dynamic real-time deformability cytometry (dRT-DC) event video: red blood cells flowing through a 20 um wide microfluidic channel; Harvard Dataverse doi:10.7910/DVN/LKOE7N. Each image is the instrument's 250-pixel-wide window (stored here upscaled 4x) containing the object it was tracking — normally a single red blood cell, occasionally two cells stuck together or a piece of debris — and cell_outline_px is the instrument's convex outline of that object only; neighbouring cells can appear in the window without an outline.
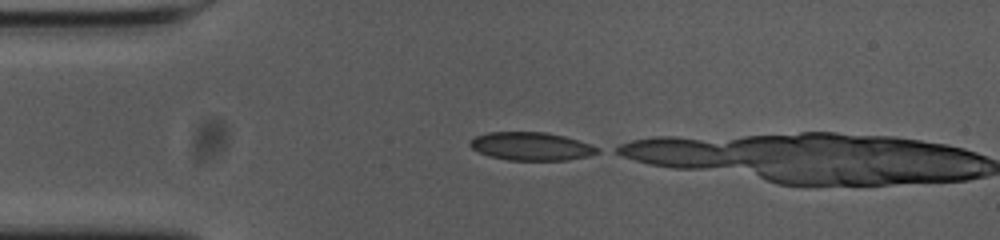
{"species": "common noctule bat (a hibernating species)", "species_latin": "Nyctalus noctula", "temperature_condition": "cold", "stored_images_in_passage": 2, "camera_frame_rate_fps": 3000, "um_per_image_px": 0.085, "animal": {"sex": "female", "body_mass_g": 23.0, "forearm_length_mm": 53.4}, "frame": {"image": 1, "passage_image": 1, "time_ms": 0.0, "image_size_px": [1000, 240], "cell_outline_px": [[600, 152], [588, 156], [568, 160], [508, 160], [488, 156], [472, 148], [468, 144], [476, 136], [488, 132], [544, 132], [564, 136], [592, 144], [600, 148]], "centroid_in_image_um": [45.18, 12.44], "position_along_channel_um": 39.8, "area_um2": 20.92}}